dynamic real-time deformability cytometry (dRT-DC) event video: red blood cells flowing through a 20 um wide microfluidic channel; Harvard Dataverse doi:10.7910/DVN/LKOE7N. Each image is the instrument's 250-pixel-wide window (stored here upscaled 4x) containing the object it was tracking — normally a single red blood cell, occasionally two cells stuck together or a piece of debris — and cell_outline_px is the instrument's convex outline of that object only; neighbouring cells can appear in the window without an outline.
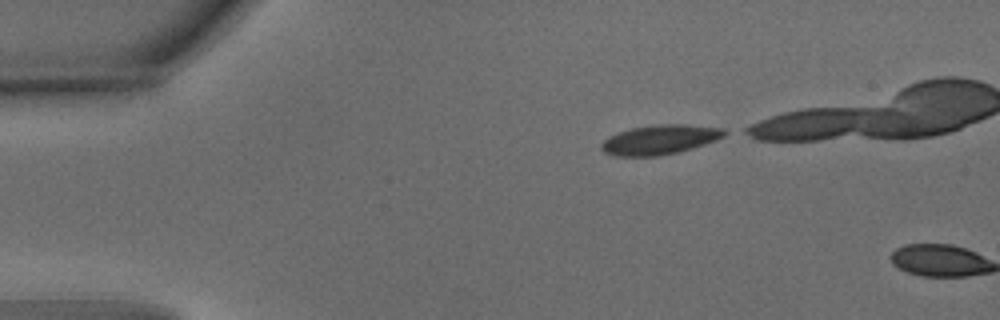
{"species": "common noctule bat (a hibernating species)", "species_latin": "Nyctalus noctula", "temperature_condition": "warm", "stored_images_in_passage": 2, "camera_frame_rate_fps": 3000, "um_per_image_px": 0.085, "animal": {"sex": "male", "body_mass_g": 15.6}, "frame": {"image": 1, "passage_image": 1, "time_ms": 0.0, "image_size_px": [1000, 320], "cell_outline_px": [[732, 132], [716, 140], [680, 152], [660, 156], [612, 156], [604, 152], [600, 148], [600, 144], [608, 136], [632, 128], [660, 124], [684, 124], [724, 128]], "centroid_in_image_um": [56.11, 11.87], "position_along_channel_um": 28.9, "area_um2": 21.39}}